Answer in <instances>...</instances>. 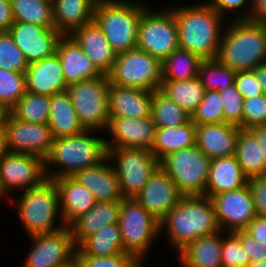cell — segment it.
<instances>
[{"label": "cell", "instance_id": "cell-13", "mask_svg": "<svg viewBox=\"0 0 266 267\" xmlns=\"http://www.w3.org/2000/svg\"><path fill=\"white\" fill-rule=\"evenodd\" d=\"M29 237L33 247L22 267H62L75 259L77 246L70 226Z\"/></svg>", "mask_w": 266, "mask_h": 267}, {"label": "cell", "instance_id": "cell-25", "mask_svg": "<svg viewBox=\"0 0 266 267\" xmlns=\"http://www.w3.org/2000/svg\"><path fill=\"white\" fill-rule=\"evenodd\" d=\"M109 162L107 157L98 165L78 171L73 176L93 194L96 201H122L124 199L115 169L112 162Z\"/></svg>", "mask_w": 266, "mask_h": 267}, {"label": "cell", "instance_id": "cell-21", "mask_svg": "<svg viewBox=\"0 0 266 267\" xmlns=\"http://www.w3.org/2000/svg\"><path fill=\"white\" fill-rule=\"evenodd\" d=\"M240 128L228 123L196 124V145L210 159L235 155Z\"/></svg>", "mask_w": 266, "mask_h": 267}, {"label": "cell", "instance_id": "cell-19", "mask_svg": "<svg viewBox=\"0 0 266 267\" xmlns=\"http://www.w3.org/2000/svg\"><path fill=\"white\" fill-rule=\"evenodd\" d=\"M108 130L113 137L111 141L106 140L107 149L125 147L151 151L155 140L156 125L152 117L141 119L110 117Z\"/></svg>", "mask_w": 266, "mask_h": 267}, {"label": "cell", "instance_id": "cell-12", "mask_svg": "<svg viewBox=\"0 0 266 267\" xmlns=\"http://www.w3.org/2000/svg\"><path fill=\"white\" fill-rule=\"evenodd\" d=\"M164 10L153 13L147 7L141 14L137 34V48L161 61L179 48L174 13L169 8Z\"/></svg>", "mask_w": 266, "mask_h": 267}, {"label": "cell", "instance_id": "cell-58", "mask_svg": "<svg viewBox=\"0 0 266 267\" xmlns=\"http://www.w3.org/2000/svg\"><path fill=\"white\" fill-rule=\"evenodd\" d=\"M8 152L5 130H0V158Z\"/></svg>", "mask_w": 266, "mask_h": 267}, {"label": "cell", "instance_id": "cell-15", "mask_svg": "<svg viewBox=\"0 0 266 267\" xmlns=\"http://www.w3.org/2000/svg\"><path fill=\"white\" fill-rule=\"evenodd\" d=\"M0 179L8 192L38 187L48 179L45 160L30 154L7 152L0 158Z\"/></svg>", "mask_w": 266, "mask_h": 267}, {"label": "cell", "instance_id": "cell-34", "mask_svg": "<svg viewBox=\"0 0 266 267\" xmlns=\"http://www.w3.org/2000/svg\"><path fill=\"white\" fill-rule=\"evenodd\" d=\"M235 157L247 177L266 175V159L261 144L249 129H240Z\"/></svg>", "mask_w": 266, "mask_h": 267}, {"label": "cell", "instance_id": "cell-11", "mask_svg": "<svg viewBox=\"0 0 266 267\" xmlns=\"http://www.w3.org/2000/svg\"><path fill=\"white\" fill-rule=\"evenodd\" d=\"M107 150L109 160L116 161L112 165L124 198H134L160 167V161L147 149L121 147Z\"/></svg>", "mask_w": 266, "mask_h": 267}, {"label": "cell", "instance_id": "cell-42", "mask_svg": "<svg viewBox=\"0 0 266 267\" xmlns=\"http://www.w3.org/2000/svg\"><path fill=\"white\" fill-rule=\"evenodd\" d=\"M195 124L224 123L222 97L217 90H206L202 102L191 115Z\"/></svg>", "mask_w": 266, "mask_h": 267}, {"label": "cell", "instance_id": "cell-48", "mask_svg": "<svg viewBox=\"0 0 266 267\" xmlns=\"http://www.w3.org/2000/svg\"><path fill=\"white\" fill-rule=\"evenodd\" d=\"M256 217H266V175L248 177Z\"/></svg>", "mask_w": 266, "mask_h": 267}, {"label": "cell", "instance_id": "cell-31", "mask_svg": "<svg viewBox=\"0 0 266 267\" xmlns=\"http://www.w3.org/2000/svg\"><path fill=\"white\" fill-rule=\"evenodd\" d=\"M54 138L77 135L85 129L81 125L68 92L62 91L50 97L48 123Z\"/></svg>", "mask_w": 266, "mask_h": 267}, {"label": "cell", "instance_id": "cell-45", "mask_svg": "<svg viewBox=\"0 0 266 267\" xmlns=\"http://www.w3.org/2000/svg\"><path fill=\"white\" fill-rule=\"evenodd\" d=\"M227 235L223 238L222 267H246L250 259L244 251L239 237L234 232H228Z\"/></svg>", "mask_w": 266, "mask_h": 267}, {"label": "cell", "instance_id": "cell-35", "mask_svg": "<svg viewBox=\"0 0 266 267\" xmlns=\"http://www.w3.org/2000/svg\"><path fill=\"white\" fill-rule=\"evenodd\" d=\"M159 90L190 115L202 102L206 91L199 77L179 81H162Z\"/></svg>", "mask_w": 266, "mask_h": 267}, {"label": "cell", "instance_id": "cell-44", "mask_svg": "<svg viewBox=\"0 0 266 267\" xmlns=\"http://www.w3.org/2000/svg\"><path fill=\"white\" fill-rule=\"evenodd\" d=\"M222 97L224 122L242 129V108L244 98L235 85L219 91Z\"/></svg>", "mask_w": 266, "mask_h": 267}, {"label": "cell", "instance_id": "cell-4", "mask_svg": "<svg viewBox=\"0 0 266 267\" xmlns=\"http://www.w3.org/2000/svg\"><path fill=\"white\" fill-rule=\"evenodd\" d=\"M92 132L93 130H84L77 135L54 139L45 159L49 180L74 176L78 171L98 165L108 157L106 139L98 135L94 137ZM50 165L60 168L54 172Z\"/></svg>", "mask_w": 266, "mask_h": 267}, {"label": "cell", "instance_id": "cell-37", "mask_svg": "<svg viewBox=\"0 0 266 267\" xmlns=\"http://www.w3.org/2000/svg\"><path fill=\"white\" fill-rule=\"evenodd\" d=\"M151 117L156 128L181 126L191 119L189 113L160 90L152 91Z\"/></svg>", "mask_w": 266, "mask_h": 267}, {"label": "cell", "instance_id": "cell-8", "mask_svg": "<svg viewBox=\"0 0 266 267\" xmlns=\"http://www.w3.org/2000/svg\"><path fill=\"white\" fill-rule=\"evenodd\" d=\"M118 224L124 252L134 255L142 263L153 239L160 235V222L135 198H124Z\"/></svg>", "mask_w": 266, "mask_h": 267}, {"label": "cell", "instance_id": "cell-60", "mask_svg": "<svg viewBox=\"0 0 266 267\" xmlns=\"http://www.w3.org/2000/svg\"><path fill=\"white\" fill-rule=\"evenodd\" d=\"M8 191L4 188L2 180L0 179V198L3 196L7 197Z\"/></svg>", "mask_w": 266, "mask_h": 267}, {"label": "cell", "instance_id": "cell-24", "mask_svg": "<svg viewBox=\"0 0 266 267\" xmlns=\"http://www.w3.org/2000/svg\"><path fill=\"white\" fill-rule=\"evenodd\" d=\"M56 54L67 85L103 75L71 35L60 38Z\"/></svg>", "mask_w": 266, "mask_h": 267}, {"label": "cell", "instance_id": "cell-23", "mask_svg": "<svg viewBox=\"0 0 266 267\" xmlns=\"http://www.w3.org/2000/svg\"><path fill=\"white\" fill-rule=\"evenodd\" d=\"M71 36L102 74L111 72L117 53L94 20L76 29Z\"/></svg>", "mask_w": 266, "mask_h": 267}, {"label": "cell", "instance_id": "cell-53", "mask_svg": "<svg viewBox=\"0 0 266 267\" xmlns=\"http://www.w3.org/2000/svg\"><path fill=\"white\" fill-rule=\"evenodd\" d=\"M14 23L10 0H0V31H9Z\"/></svg>", "mask_w": 266, "mask_h": 267}, {"label": "cell", "instance_id": "cell-61", "mask_svg": "<svg viewBox=\"0 0 266 267\" xmlns=\"http://www.w3.org/2000/svg\"><path fill=\"white\" fill-rule=\"evenodd\" d=\"M62 267H80L79 263L77 262L76 259H74L71 263L65 265V266H62Z\"/></svg>", "mask_w": 266, "mask_h": 267}, {"label": "cell", "instance_id": "cell-30", "mask_svg": "<svg viewBox=\"0 0 266 267\" xmlns=\"http://www.w3.org/2000/svg\"><path fill=\"white\" fill-rule=\"evenodd\" d=\"M52 3L53 23L62 35H71L93 20L94 0H52Z\"/></svg>", "mask_w": 266, "mask_h": 267}, {"label": "cell", "instance_id": "cell-27", "mask_svg": "<svg viewBox=\"0 0 266 267\" xmlns=\"http://www.w3.org/2000/svg\"><path fill=\"white\" fill-rule=\"evenodd\" d=\"M248 177L237 162L235 155L211 159L206 196L212 197L247 185Z\"/></svg>", "mask_w": 266, "mask_h": 267}, {"label": "cell", "instance_id": "cell-18", "mask_svg": "<svg viewBox=\"0 0 266 267\" xmlns=\"http://www.w3.org/2000/svg\"><path fill=\"white\" fill-rule=\"evenodd\" d=\"M182 196L174 181L159 167L134 198L160 222Z\"/></svg>", "mask_w": 266, "mask_h": 267}, {"label": "cell", "instance_id": "cell-46", "mask_svg": "<svg viewBox=\"0 0 266 267\" xmlns=\"http://www.w3.org/2000/svg\"><path fill=\"white\" fill-rule=\"evenodd\" d=\"M80 267H142V263L129 253L107 257L75 256Z\"/></svg>", "mask_w": 266, "mask_h": 267}, {"label": "cell", "instance_id": "cell-41", "mask_svg": "<svg viewBox=\"0 0 266 267\" xmlns=\"http://www.w3.org/2000/svg\"><path fill=\"white\" fill-rule=\"evenodd\" d=\"M26 92L25 73L0 68V101L12 109Z\"/></svg>", "mask_w": 266, "mask_h": 267}, {"label": "cell", "instance_id": "cell-49", "mask_svg": "<svg viewBox=\"0 0 266 267\" xmlns=\"http://www.w3.org/2000/svg\"><path fill=\"white\" fill-rule=\"evenodd\" d=\"M234 85L244 99L264 94L252 70L237 71Z\"/></svg>", "mask_w": 266, "mask_h": 267}, {"label": "cell", "instance_id": "cell-10", "mask_svg": "<svg viewBox=\"0 0 266 267\" xmlns=\"http://www.w3.org/2000/svg\"><path fill=\"white\" fill-rule=\"evenodd\" d=\"M112 84L148 91L159 90L162 83V61L139 48L118 53L108 74Z\"/></svg>", "mask_w": 266, "mask_h": 267}, {"label": "cell", "instance_id": "cell-1", "mask_svg": "<svg viewBox=\"0 0 266 267\" xmlns=\"http://www.w3.org/2000/svg\"><path fill=\"white\" fill-rule=\"evenodd\" d=\"M169 9L176 19L179 48L202 60L215 59L226 26L225 17L219 15L209 2Z\"/></svg>", "mask_w": 266, "mask_h": 267}, {"label": "cell", "instance_id": "cell-33", "mask_svg": "<svg viewBox=\"0 0 266 267\" xmlns=\"http://www.w3.org/2000/svg\"><path fill=\"white\" fill-rule=\"evenodd\" d=\"M125 253L118 223L105 226L86 237L78 246L76 256L107 257Z\"/></svg>", "mask_w": 266, "mask_h": 267}, {"label": "cell", "instance_id": "cell-55", "mask_svg": "<svg viewBox=\"0 0 266 267\" xmlns=\"http://www.w3.org/2000/svg\"><path fill=\"white\" fill-rule=\"evenodd\" d=\"M261 144L262 157L266 159V124H259L249 129Z\"/></svg>", "mask_w": 266, "mask_h": 267}, {"label": "cell", "instance_id": "cell-14", "mask_svg": "<svg viewBox=\"0 0 266 267\" xmlns=\"http://www.w3.org/2000/svg\"><path fill=\"white\" fill-rule=\"evenodd\" d=\"M4 130L8 152L30 154L44 160L55 139L47 123L25 122L12 114L7 119Z\"/></svg>", "mask_w": 266, "mask_h": 267}, {"label": "cell", "instance_id": "cell-16", "mask_svg": "<svg viewBox=\"0 0 266 267\" xmlns=\"http://www.w3.org/2000/svg\"><path fill=\"white\" fill-rule=\"evenodd\" d=\"M221 230L235 232L245 230L256 217L249 187L221 192L210 197ZM224 228V229H223Z\"/></svg>", "mask_w": 266, "mask_h": 267}, {"label": "cell", "instance_id": "cell-3", "mask_svg": "<svg viewBox=\"0 0 266 267\" xmlns=\"http://www.w3.org/2000/svg\"><path fill=\"white\" fill-rule=\"evenodd\" d=\"M216 59L236 72L266 64V23L236 19L226 23Z\"/></svg>", "mask_w": 266, "mask_h": 267}, {"label": "cell", "instance_id": "cell-36", "mask_svg": "<svg viewBox=\"0 0 266 267\" xmlns=\"http://www.w3.org/2000/svg\"><path fill=\"white\" fill-rule=\"evenodd\" d=\"M202 59L178 48L162 61V81H179L198 77Z\"/></svg>", "mask_w": 266, "mask_h": 267}, {"label": "cell", "instance_id": "cell-2", "mask_svg": "<svg viewBox=\"0 0 266 267\" xmlns=\"http://www.w3.org/2000/svg\"><path fill=\"white\" fill-rule=\"evenodd\" d=\"M174 250L179 253L204 235L221 231L212 200L206 195L182 196L179 203L160 221Z\"/></svg>", "mask_w": 266, "mask_h": 267}, {"label": "cell", "instance_id": "cell-9", "mask_svg": "<svg viewBox=\"0 0 266 267\" xmlns=\"http://www.w3.org/2000/svg\"><path fill=\"white\" fill-rule=\"evenodd\" d=\"M211 159L197 146L168 154L160 167L183 196L206 195Z\"/></svg>", "mask_w": 266, "mask_h": 267}, {"label": "cell", "instance_id": "cell-56", "mask_svg": "<svg viewBox=\"0 0 266 267\" xmlns=\"http://www.w3.org/2000/svg\"><path fill=\"white\" fill-rule=\"evenodd\" d=\"M256 79L259 81L263 93L266 95V64L256 66L252 69Z\"/></svg>", "mask_w": 266, "mask_h": 267}, {"label": "cell", "instance_id": "cell-39", "mask_svg": "<svg viewBox=\"0 0 266 267\" xmlns=\"http://www.w3.org/2000/svg\"><path fill=\"white\" fill-rule=\"evenodd\" d=\"M50 96L26 92L11 109V114L18 120L29 123H48Z\"/></svg>", "mask_w": 266, "mask_h": 267}, {"label": "cell", "instance_id": "cell-57", "mask_svg": "<svg viewBox=\"0 0 266 267\" xmlns=\"http://www.w3.org/2000/svg\"><path fill=\"white\" fill-rule=\"evenodd\" d=\"M11 115V108L4 102L0 101V130H4L5 123Z\"/></svg>", "mask_w": 266, "mask_h": 267}, {"label": "cell", "instance_id": "cell-5", "mask_svg": "<svg viewBox=\"0 0 266 267\" xmlns=\"http://www.w3.org/2000/svg\"><path fill=\"white\" fill-rule=\"evenodd\" d=\"M146 8L129 0L96 2L93 20L117 54L137 48L138 24Z\"/></svg>", "mask_w": 266, "mask_h": 267}, {"label": "cell", "instance_id": "cell-43", "mask_svg": "<svg viewBox=\"0 0 266 267\" xmlns=\"http://www.w3.org/2000/svg\"><path fill=\"white\" fill-rule=\"evenodd\" d=\"M29 63L9 31H0V68L25 73Z\"/></svg>", "mask_w": 266, "mask_h": 267}, {"label": "cell", "instance_id": "cell-47", "mask_svg": "<svg viewBox=\"0 0 266 267\" xmlns=\"http://www.w3.org/2000/svg\"><path fill=\"white\" fill-rule=\"evenodd\" d=\"M266 124V95L244 99L242 108V129Z\"/></svg>", "mask_w": 266, "mask_h": 267}, {"label": "cell", "instance_id": "cell-54", "mask_svg": "<svg viewBox=\"0 0 266 267\" xmlns=\"http://www.w3.org/2000/svg\"><path fill=\"white\" fill-rule=\"evenodd\" d=\"M250 21L266 23V0H251Z\"/></svg>", "mask_w": 266, "mask_h": 267}, {"label": "cell", "instance_id": "cell-6", "mask_svg": "<svg viewBox=\"0 0 266 267\" xmlns=\"http://www.w3.org/2000/svg\"><path fill=\"white\" fill-rule=\"evenodd\" d=\"M14 204L28 236L56 232L66 226L62 219L59 192L53 180L47 179L38 187L24 190ZM58 216L62 225L54 224Z\"/></svg>", "mask_w": 266, "mask_h": 267}, {"label": "cell", "instance_id": "cell-7", "mask_svg": "<svg viewBox=\"0 0 266 267\" xmlns=\"http://www.w3.org/2000/svg\"><path fill=\"white\" fill-rule=\"evenodd\" d=\"M109 77L82 80L69 84L68 92L79 121L85 130L99 131L109 127Z\"/></svg>", "mask_w": 266, "mask_h": 267}, {"label": "cell", "instance_id": "cell-32", "mask_svg": "<svg viewBox=\"0 0 266 267\" xmlns=\"http://www.w3.org/2000/svg\"><path fill=\"white\" fill-rule=\"evenodd\" d=\"M196 145V124L190 119L181 126L156 128L151 149L156 159L161 161L170 153Z\"/></svg>", "mask_w": 266, "mask_h": 267}, {"label": "cell", "instance_id": "cell-38", "mask_svg": "<svg viewBox=\"0 0 266 267\" xmlns=\"http://www.w3.org/2000/svg\"><path fill=\"white\" fill-rule=\"evenodd\" d=\"M14 21L55 28L52 0H10Z\"/></svg>", "mask_w": 266, "mask_h": 267}, {"label": "cell", "instance_id": "cell-20", "mask_svg": "<svg viewBox=\"0 0 266 267\" xmlns=\"http://www.w3.org/2000/svg\"><path fill=\"white\" fill-rule=\"evenodd\" d=\"M108 96L110 117H151L152 91L118 86L109 81Z\"/></svg>", "mask_w": 266, "mask_h": 267}, {"label": "cell", "instance_id": "cell-50", "mask_svg": "<svg viewBox=\"0 0 266 267\" xmlns=\"http://www.w3.org/2000/svg\"><path fill=\"white\" fill-rule=\"evenodd\" d=\"M240 239L242 247L248 255L250 262H256L266 259V246L255 240L245 230L234 232Z\"/></svg>", "mask_w": 266, "mask_h": 267}, {"label": "cell", "instance_id": "cell-59", "mask_svg": "<svg viewBox=\"0 0 266 267\" xmlns=\"http://www.w3.org/2000/svg\"><path fill=\"white\" fill-rule=\"evenodd\" d=\"M246 267H266V259L256 261V262H249Z\"/></svg>", "mask_w": 266, "mask_h": 267}, {"label": "cell", "instance_id": "cell-28", "mask_svg": "<svg viewBox=\"0 0 266 267\" xmlns=\"http://www.w3.org/2000/svg\"><path fill=\"white\" fill-rule=\"evenodd\" d=\"M120 209L121 201H96L88 212L70 225L76 246L105 226L118 223Z\"/></svg>", "mask_w": 266, "mask_h": 267}, {"label": "cell", "instance_id": "cell-62", "mask_svg": "<svg viewBox=\"0 0 266 267\" xmlns=\"http://www.w3.org/2000/svg\"><path fill=\"white\" fill-rule=\"evenodd\" d=\"M96 2L113 1V0H94Z\"/></svg>", "mask_w": 266, "mask_h": 267}, {"label": "cell", "instance_id": "cell-40", "mask_svg": "<svg viewBox=\"0 0 266 267\" xmlns=\"http://www.w3.org/2000/svg\"><path fill=\"white\" fill-rule=\"evenodd\" d=\"M236 71L215 59L202 60L198 77L205 90H224L234 85Z\"/></svg>", "mask_w": 266, "mask_h": 267}, {"label": "cell", "instance_id": "cell-26", "mask_svg": "<svg viewBox=\"0 0 266 267\" xmlns=\"http://www.w3.org/2000/svg\"><path fill=\"white\" fill-rule=\"evenodd\" d=\"M53 182L59 192L62 219L66 226H70L95 205L93 194L73 176L55 178Z\"/></svg>", "mask_w": 266, "mask_h": 267}, {"label": "cell", "instance_id": "cell-52", "mask_svg": "<svg viewBox=\"0 0 266 267\" xmlns=\"http://www.w3.org/2000/svg\"><path fill=\"white\" fill-rule=\"evenodd\" d=\"M245 231L266 246V217H255Z\"/></svg>", "mask_w": 266, "mask_h": 267}, {"label": "cell", "instance_id": "cell-29", "mask_svg": "<svg viewBox=\"0 0 266 267\" xmlns=\"http://www.w3.org/2000/svg\"><path fill=\"white\" fill-rule=\"evenodd\" d=\"M222 232L204 235L182 249L178 254L182 267H222Z\"/></svg>", "mask_w": 266, "mask_h": 267}, {"label": "cell", "instance_id": "cell-22", "mask_svg": "<svg viewBox=\"0 0 266 267\" xmlns=\"http://www.w3.org/2000/svg\"><path fill=\"white\" fill-rule=\"evenodd\" d=\"M25 79L27 92L50 97L68 87L57 54L30 63L25 72Z\"/></svg>", "mask_w": 266, "mask_h": 267}, {"label": "cell", "instance_id": "cell-17", "mask_svg": "<svg viewBox=\"0 0 266 267\" xmlns=\"http://www.w3.org/2000/svg\"><path fill=\"white\" fill-rule=\"evenodd\" d=\"M9 32L29 64L55 55L63 36L55 28L20 21H14Z\"/></svg>", "mask_w": 266, "mask_h": 267}, {"label": "cell", "instance_id": "cell-51", "mask_svg": "<svg viewBox=\"0 0 266 267\" xmlns=\"http://www.w3.org/2000/svg\"><path fill=\"white\" fill-rule=\"evenodd\" d=\"M250 1L251 0H210L208 2L222 17H224L227 11L238 10L239 14L237 16H234L236 17V20H249L251 14V7L248 8V11L247 10L242 11L241 9L246 5V3L247 5L249 4L248 6H251Z\"/></svg>", "mask_w": 266, "mask_h": 267}]
</instances>
